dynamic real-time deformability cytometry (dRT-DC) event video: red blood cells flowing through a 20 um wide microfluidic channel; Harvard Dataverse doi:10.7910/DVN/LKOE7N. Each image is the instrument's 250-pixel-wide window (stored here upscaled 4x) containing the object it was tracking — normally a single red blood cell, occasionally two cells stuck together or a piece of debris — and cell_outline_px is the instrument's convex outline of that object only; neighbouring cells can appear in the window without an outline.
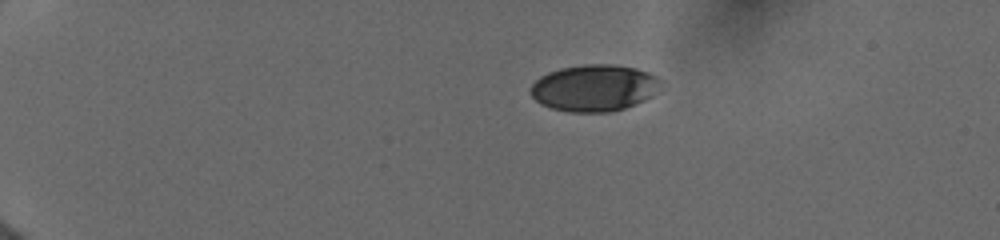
{"species": "human", "species_latin": "Homo sapiens", "temperature_condition": "cold", "stored_images_in_passage": 20, "camera_frame_rate_fps": 3000, "um_per_image_px": 0.085, "donor": {"sex": "female"}, "frame": {"image": 1, "passage_image": 1, "time_ms": 0.0, "image_size_px": [1000, 240], "cell_outline_px": [[660, 80], [652, 96], [644, 100], [624, 108], [612, 112], [572, 112], [552, 108], [540, 104], [532, 96], [532, 84], [540, 76], [548, 72], [560, 68], [584, 64], [612, 64], [636, 68], [648, 72], [656, 76]], "centroid_in_image_um": [50.49, 7.47], "position_along_channel_um": 34.5, "area_um2": 35.14}}
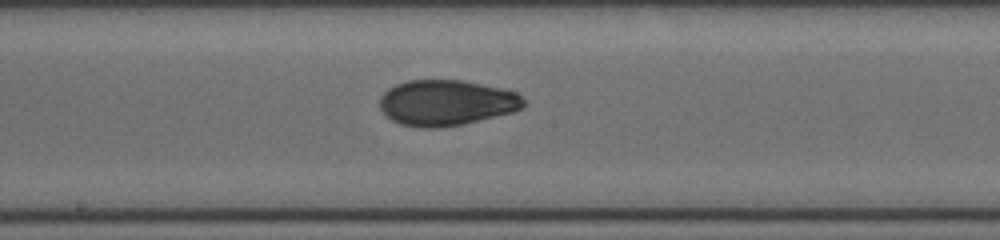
{"frame": {"image": 2, "passage_image": 15, "time_ms": 6.667, "image_size_px": [1000, 240], "cell_outline_px": [[524, 108], [512, 112], [464, 124], [444, 128], [424, 128], [400, 124], [392, 120], [380, 108], [380, 96], [388, 88], [396, 84], [408, 80], [464, 80], [500, 88], [516, 92], [524, 100]], "centroid_in_image_um": [37.94, 8.74], "position_along_channel_um": 210.3, "area_um2": 38.38}}
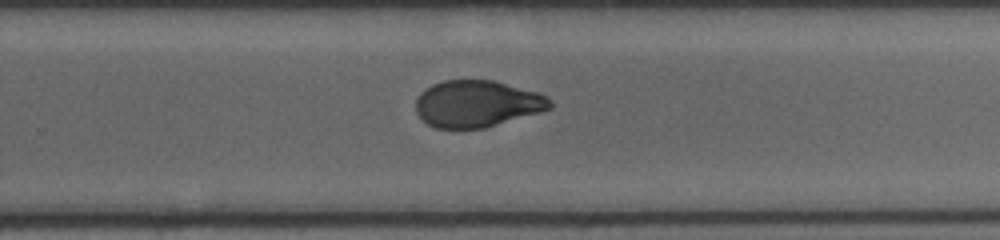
{"frame": {"image": 3, "passage_image": 20, "time_ms": 8.667, "image_size_px": [1000, 240], "cell_outline_px": [[552, 108], [540, 112], [484, 128], [436, 128], [428, 124], [416, 112], [416, 100], [420, 92], [432, 84], [444, 80], [492, 80], [540, 92], [548, 96], [552, 100]], "centroid_in_image_um": [40.58, 8.81], "position_along_channel_um": 289.2, "area_um2": 36.65}}